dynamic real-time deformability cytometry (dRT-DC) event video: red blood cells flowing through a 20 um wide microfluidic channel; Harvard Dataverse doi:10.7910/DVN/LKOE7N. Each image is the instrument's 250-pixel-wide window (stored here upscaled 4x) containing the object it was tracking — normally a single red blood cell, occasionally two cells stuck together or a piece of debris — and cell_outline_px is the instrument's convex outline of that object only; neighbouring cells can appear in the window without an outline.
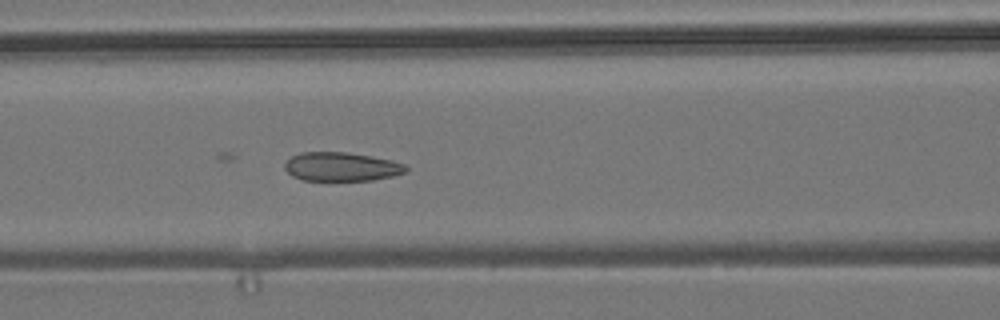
{"species": "common noctule bat (a hibernating species)", "species_latin": "Nyctalus noctula", "temperature_condition": "room temperature", "stored_images_in_passage": 19, "camera_frame_rate_fps": 3000, "um_per_image_px": 0.085, "animal": {"sex": "male", "body_mass_g": 19.2, "forearm_length_mm": 51.8}, "frame": {"image": 1, "passage_image": 19, "time_ms": 6.0, "image_size_px": [1000, 320], "cell_outline_px": [[408, 172], [392, 176], [372, 180], [304, 180], [292, 176], [284, 168], [284, 164], [292, 156], [300, 152], [348, 152], [392, 160], [404, 164], [408, 168]], "centroid_in_image_um": [29.03, 14.16], "position_along_channel_um": 137.6, "area_um2": 20.35}}